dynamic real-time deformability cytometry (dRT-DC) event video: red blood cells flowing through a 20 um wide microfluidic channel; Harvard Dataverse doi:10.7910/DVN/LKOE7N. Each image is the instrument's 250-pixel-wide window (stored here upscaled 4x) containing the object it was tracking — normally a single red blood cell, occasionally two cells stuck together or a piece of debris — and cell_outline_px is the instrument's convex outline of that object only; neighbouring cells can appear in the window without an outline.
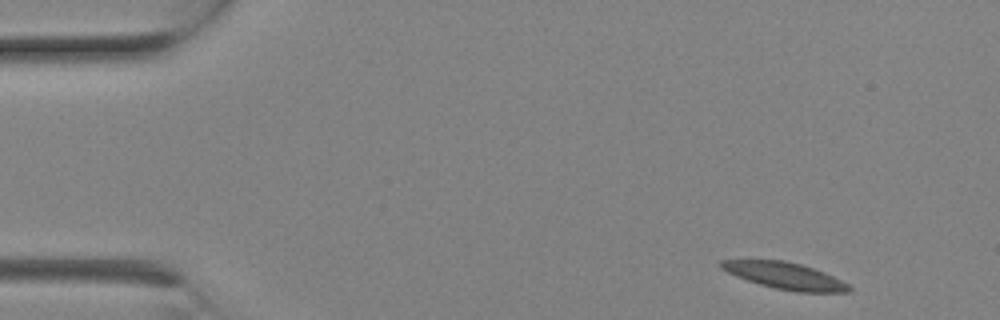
{"species": "Egyptian fruit bat (a non-hibernating species)", "species_latin": "Rousettus aegyptiacus", "temperature_condition": "room temperature", "stored_images_in_passage": 5, "camera_frame_rate_fps": 3000, "um_per_image_px": 0.085, "animal": {"sex": "female"}, "frame": {"image": 1, "passage_image": 1, "time_ms": 0.0, "image_size_px": [1000, 320], "cell_outline_px": [[852, 292], [796, 292], [776, 288], [760, 284], [736, 276], [720, 268], [720, 260], [784, 260], [800, 264], [824, 272], [848, 284], [852, 288]], "centroid_in_image_um": [66.73, 23.44], "position_along_channel_um": 18.3, "area_um2": 19.65}}
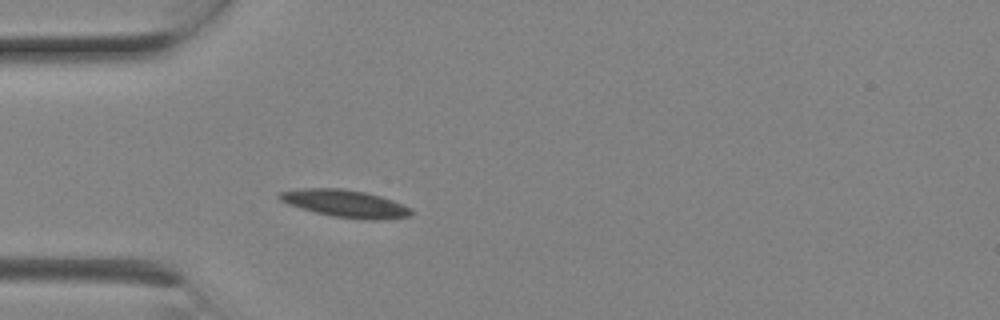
{"frame": {"image": 2, "passage_image": 5, "time_ms": 1.333, "image_size_px": [1000, 320], "cell_outline_px": [[412, 216], [380, 220], [368, 220], [332, 216], [316, 212], [288, 204], [280, 200], [276, 196], [280, 192], [300, 188], [340, 188], [364, 192], [380, 196], [392, 200], [412, 208]], "centroid_in_image_um": [29.36, 17.3], "position_along_channel_um": 55.6, "area_um2": 20.98}}